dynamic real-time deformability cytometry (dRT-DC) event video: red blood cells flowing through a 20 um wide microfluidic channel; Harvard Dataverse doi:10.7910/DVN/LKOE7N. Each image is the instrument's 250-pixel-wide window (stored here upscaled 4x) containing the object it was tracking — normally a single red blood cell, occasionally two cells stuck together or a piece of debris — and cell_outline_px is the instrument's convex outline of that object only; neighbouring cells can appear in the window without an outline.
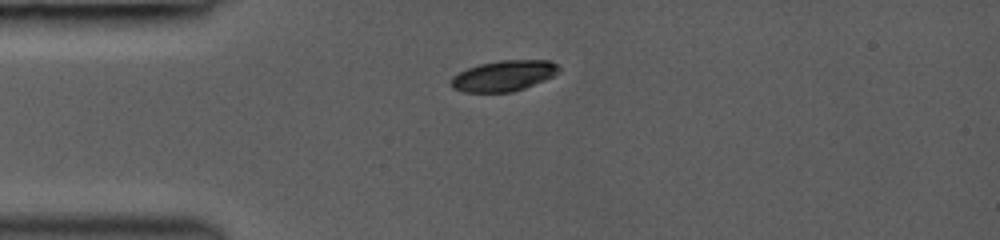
{"species": "common noctule bat (a hibernating species)", "species_latin": "Nyctalus noctula", "temperature_condition": "room temperature", "stored_images_in_passage": 44, "camera_frame_rate_fps": 3000, "um_per_image_px": 0.085, "animal": {"sex": "female", "body_mass_g": 19.0, "forearm_length_mm": 53.3}, "frame": {"image": 1, "passage_image": 1, "time_ms": 0.0, "image_size_px": [1000, 240], "cell_outline_px": [[560, 68], [552, 76], [544, 80], [524, 88], [512, 92], [464, 92], [452, 88], [452, 76], [468, 68], [480, 64], [500, 60], [552, 60]], "centroid_in_image_um": [42.81, 6.44], "position_along_channel_um": 42.2, "area_um2": 19.07}}
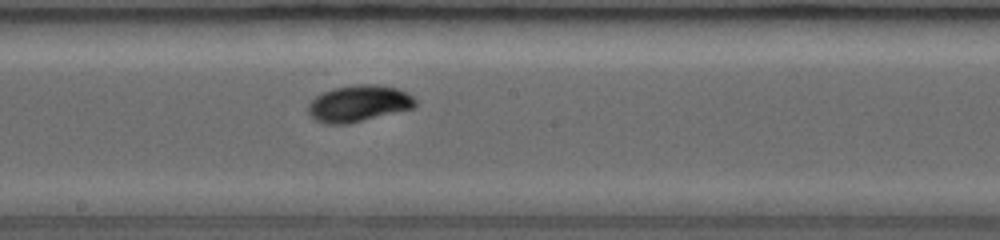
{"frame": {"image": 2, "passage_image": 21, "time_ms": 4.667, "image_size_px": [1000, 240], "cell_outline_px": [[416, 108], [348, 124], [328, 124], [316, 120], [308, 112], [308, 104], [316, 96], [332, 88], [356, 84], [376, 84], [396, 88], [408, 92], [416, 100]], "centroid_in_image_um": [30.53, 8.79], "position_along_channel_um": 217.7, "area_um2": 22.95}}
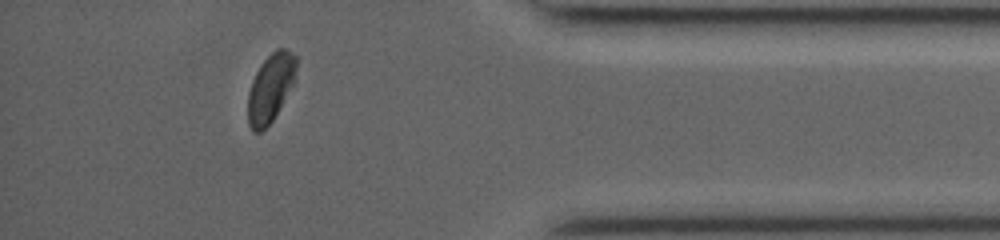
{"frame": {"image": 3, "passage_image": 39, "time_ms": 9.667, "image_size_px": [1000, 240], "cell_outline_px": [[296, 68], [292, 84], [272, 120], [260, 132], [252, 132], [248, 124], [248, 92], [252, 80], [260, 64], [276, 48], [284, 48], [296, 56]], "centroid_in_image_um": [22.95, 7.46], "position_along_channel_um": 412.2, "area_um2": 18.79}, "authors_computed_cell_mechanics": {"area_um2": 21.7039, "velocity_mm_per_s": 4.2418, "shape_relaxation_time_tau1_ms": 2.5721, "shape_relaxation_time_tau2_ms": 1.4113, "deformation_change_tau1": 0.1015, "deformation_change_tau2": 0.0314}}